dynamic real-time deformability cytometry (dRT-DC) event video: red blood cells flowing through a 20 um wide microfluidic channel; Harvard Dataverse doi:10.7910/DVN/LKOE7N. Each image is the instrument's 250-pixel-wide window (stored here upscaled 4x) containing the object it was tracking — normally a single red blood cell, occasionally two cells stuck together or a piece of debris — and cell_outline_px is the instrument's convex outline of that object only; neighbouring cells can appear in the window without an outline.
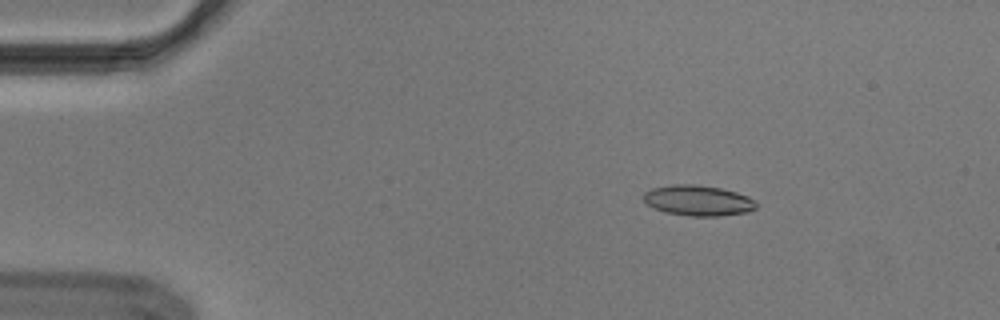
{"species": "Egyptian fruit bat (a non-hibernating species)", "species_latin": "Rousettus aegyptiacus", "temperature_condition": "cold", "stored_images_in_passage": 55, "camera_frame_rate_fps": 3000, "um_per_image_px": 0.085, "animal": {"sex": "male"}, "frame": {"image": 1, "passage_image": 9, "time_ms": 2.667, "image_size_px": [1000, 320], "cell_outline_px": [[756, 208], [748, 212], [720, 216], [692, 216], [664, 212], [648, 204], [644, 200], [644, 192], [652, 188], [672, 184], [696, 184], [720, 188], [736, 192], [748, 196], [756, 200]], "centroid_in_image_um": [59.36, 17.04], "position_along_channel_um": 25.6, "area_um2": 20.06}}
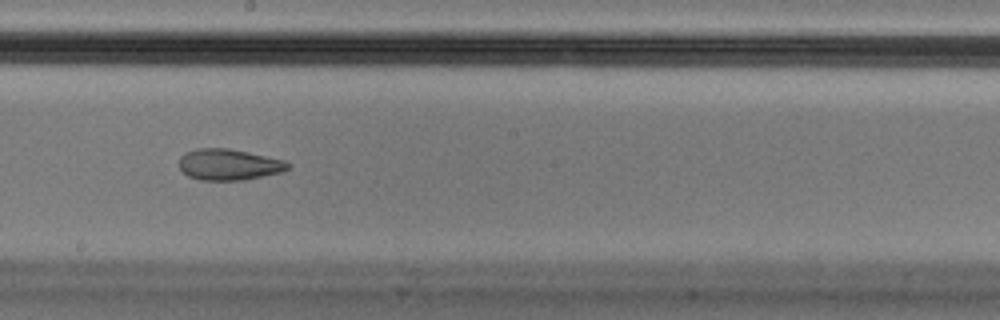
{"frame": {"image": 2, "passage_image": 31, "time_ms": 10.0, "image_size_px": [1000, 320], "cell_outline_px": [[288, 168], [284, 172], [244, 180], [200, 180], [188, 176], [180, 168], [180, 156], [184, 152], [196, 148], [228, 148], [248, 152], [284, 160], [288, 164]], "centroid_in_image_um": [19.44, 13.98], "position_along_channel_um": 228.8, "area_um2": 19.77}}
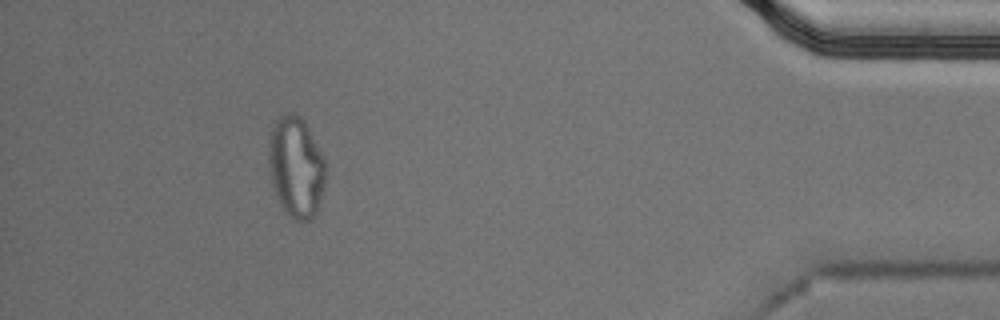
{"frame": {"image": 3, "passage_image": 50, "time_ms": 16.333, "image_size_px": [1000, 320], "cell_outline_px": [[324, 184], [316, 216], [308, 220], [292, 220], [280, 204], [276, 196], [272, 184], [268, 164], [268, 140], [272, 128], [276, 120], [280, 116], [288, 112], [292, 112], [300, 116], [304, 120], [324, 156]], "centroid_in_image_um": [25.14, 14.19], "position_along_channel_um": 410.1, "area_um2": 33.64}, "authors_computed_cell_mechanics": {"area_um2": 20.1144, "velocity_mm_per_s": 3.6913, "shape_relaxation_time_tau1_ms": null, "shape_relaxation_time_tau2_ms": 2.1793, "deformation_change_tau1": null, "deformation_change_tau2": 0.0837}}